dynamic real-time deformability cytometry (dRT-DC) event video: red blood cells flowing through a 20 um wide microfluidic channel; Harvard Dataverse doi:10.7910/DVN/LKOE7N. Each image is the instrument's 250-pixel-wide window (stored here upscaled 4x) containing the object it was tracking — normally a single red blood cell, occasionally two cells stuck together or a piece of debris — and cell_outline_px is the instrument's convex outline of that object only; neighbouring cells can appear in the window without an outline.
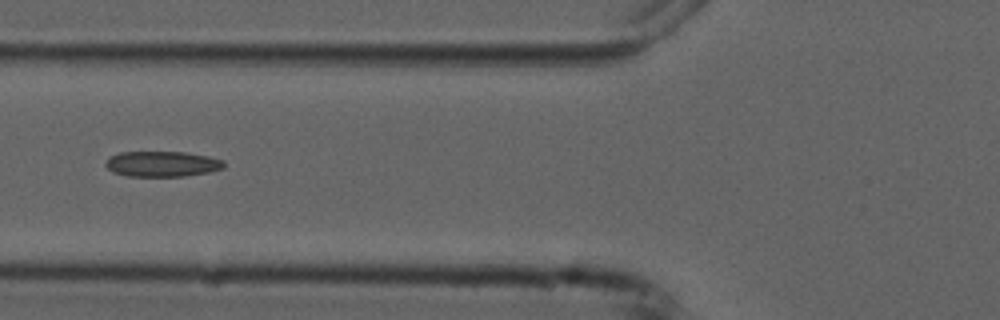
{"species": "common noctule bat (a hibernating species)", "species_latin": "Nyctalus noctula", "temperature_condition": "cold", "stored_images_in_passage": 9, "camera_frame_rate_fps": 3000, "um_per_image_px": 0.085, "animal": {"sex": "male", "forearm_length_mm": 52.5}, "frame": {"image": 1, "passage_image": 7, "time_ms": 7.0, "image_size_px": [1000, 320], "cell_outline_px": [[224, 168], [208, 172], [184, 176], [128, 176], [112, 172], [104, 164], [108, 156], [120, 152], [184, 152], [208, 156], [224, 160]], "centroid_in_image_um": [13.75, 13.93], "position_along_channel_um": 112.0, "area_um2": 17.63}}
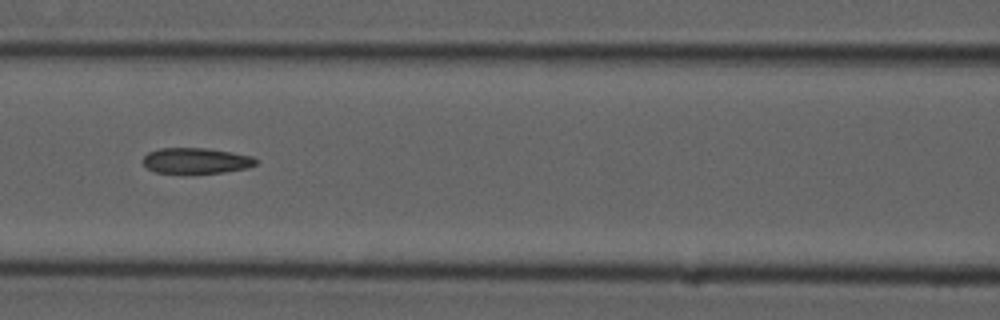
{"frame": {"image": 2, "passage_image": 8, "time_ms": 8.0, "image_size_px": [1000, 320], "cell_outline_px": [[256, 164], [248, 168], [224, 172], [184, 176], [156, 172], [148, 168], [144, 164], [144, 156], [148, 152], [160, 148], [204, 148], [232, 152], [252, 156], [256, 160]], "centroid_in_image_um": [16.64, 13.7], "position_along_channel_um": 150.0, "area_um2": 17.51}}
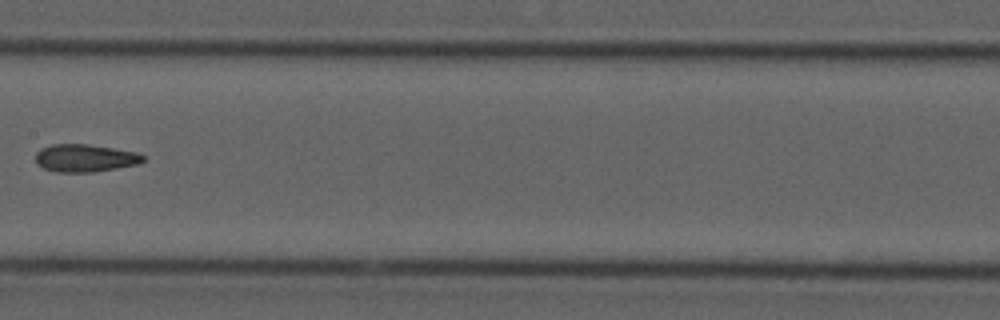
{"frame": {"image": 3, "passage_image": 9, "time_ms": 9.333, "image_size_px": [1000, 320], "cell_outline_px": [[148, 156], [144, 160], [136, 164], [116, 168], [92, 172], [56, 172], [44, 168], [36, 164], [36, 152], [40, 148], [52, 144], [88, 144], [136, 152]], "centroid_in_image_um": [7.21, 13.43], "position_along_channel_um": 200.2, "area_um2": 17.34}}